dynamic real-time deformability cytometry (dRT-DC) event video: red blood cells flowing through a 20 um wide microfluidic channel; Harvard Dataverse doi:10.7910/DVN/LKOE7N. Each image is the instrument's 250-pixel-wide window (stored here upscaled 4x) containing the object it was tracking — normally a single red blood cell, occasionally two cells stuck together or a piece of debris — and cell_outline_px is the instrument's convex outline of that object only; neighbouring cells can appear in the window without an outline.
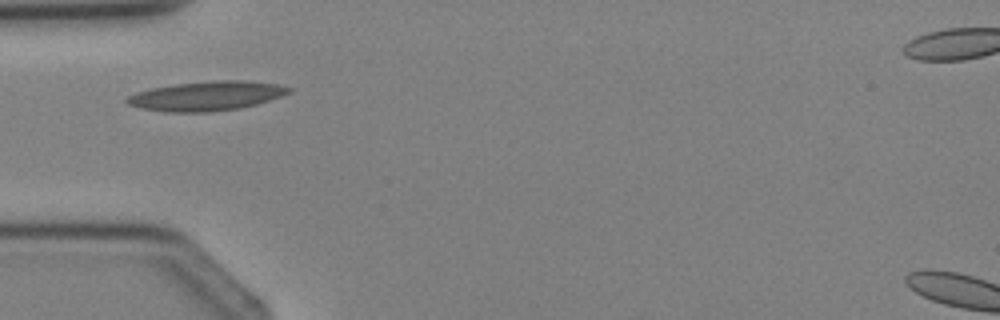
{"species": "Egyptian fruit bat (a non-hibernating species)", "species_latin": "Rousettus aegyptiacus", "temperature_condition": "cold", "stored_images_in_passage": 1, "camera_frame_rate_fps": 3000, "um_per_image_px": 0.085, "animal": {"sex": "female"}, "frame": {"image": 1, "passage_image": 1, "time_ms": 0.0, "image_size_px": [1000, 320], "cell_outline_px": [[292, 92], [256, 104], [240, 108], [212, 112], [164, 112], [140, 108], [128, 104], [124, 100], [128, 96], [136, 92], [152, 88], [176, 84], [220, 80], [244, 80], [280, 84], [292, 88]], "centroid_in_image_um": [17.56, 8.16], "position_along_channel_um": 67.4, "area_um2": 27.74}}